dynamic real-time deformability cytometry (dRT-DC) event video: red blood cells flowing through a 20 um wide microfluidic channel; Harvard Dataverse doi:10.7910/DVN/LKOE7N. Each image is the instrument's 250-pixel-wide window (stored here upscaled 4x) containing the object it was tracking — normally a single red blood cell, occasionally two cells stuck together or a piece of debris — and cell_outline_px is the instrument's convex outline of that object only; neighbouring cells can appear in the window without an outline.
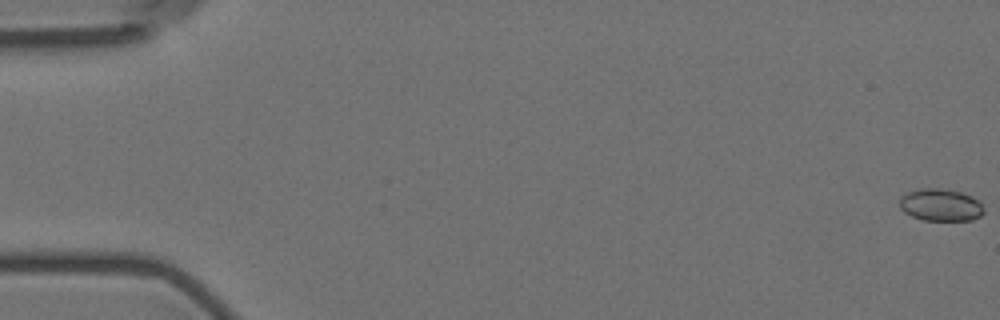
{"species": "Egyptian fruit bat (a non-hibernating species)", "species_latin": "Rousettus aegyptiacus", "temperature_condition": "room temperature", "stored_images_in_passage": 6, "camera_frame_rate_fps": 3000, "um_per_image_px": 0.085, "animal": {"sex": "female"}, "frame": {"image": 1, "passage_image": 1, "time_ms": 0.0, "image_size_px": [1000, 320], "cell_outline_px": [[984, 212], [980, 216], [972, 220], [924, 220], [912, 216], [904, 212], [900, 208], [900, 196], [908, 192], [920, 188], [940, 188], [960, 192], [972, 196], [980, 200], [984, 208]], "centroid_in_image_um": [79.97, 17.41], "position_along_channel_um": 5.0, "area_um2": 15.95}}
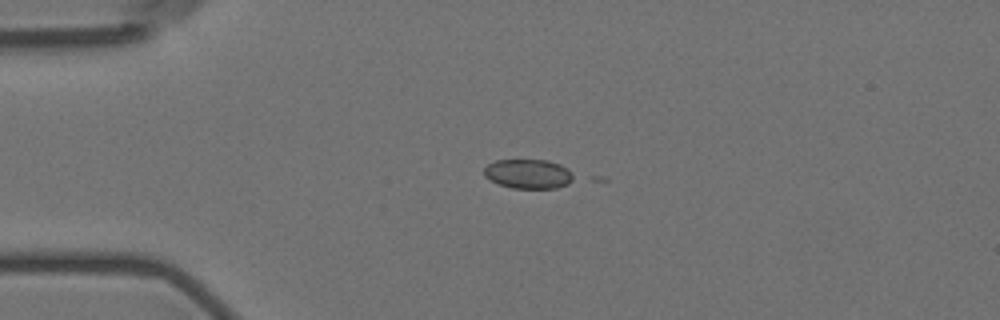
{"frame": {"image": 2, "passage_image": 4, "time_ms": 4.667, "image_size_px": [1000, 320], "cell_outline_px": [[576, 180], [568, 184], [556, 188], [512, 188], [488, 180], [484, 176], [484, 168], [488, 164], [496, 160], [548, 160], [560, 164], [568, 168], [576, 176]], "centroid_in_image_um": [44.95, 14.78], "position_along_channel_um": 40.0, "area_um2": 15.61}}